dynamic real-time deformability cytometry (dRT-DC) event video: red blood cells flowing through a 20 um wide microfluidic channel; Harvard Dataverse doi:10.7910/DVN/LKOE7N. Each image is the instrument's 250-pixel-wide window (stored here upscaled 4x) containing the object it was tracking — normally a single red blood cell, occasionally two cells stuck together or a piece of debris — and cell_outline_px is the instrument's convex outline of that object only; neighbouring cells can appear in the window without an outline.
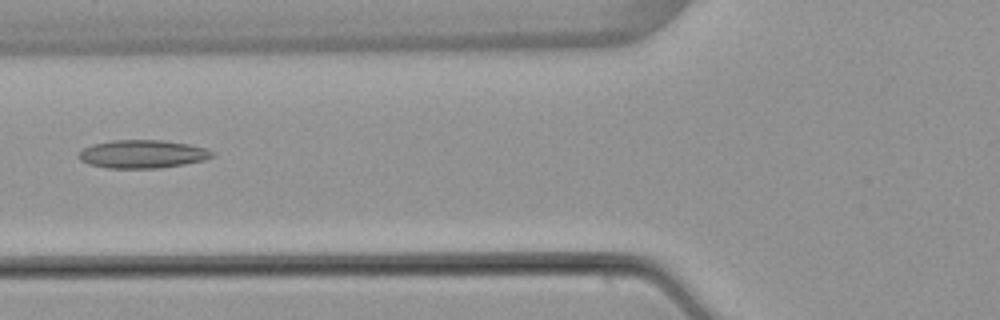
{"species": "common noctule bat (a hibernating species)", "species_latin": "Nyctalus noctula", "temperature_condition": "warm", "stored_images_in_passage": 6, "camera_frame_rate_fps": 3000, "um_per_image_px": 0.085, "animal": {"sex": "female", "body_mass_g": 22.7, "forearm_length_mm": 54.2}, "frame": {"image": 1, "passage_image": 6, "time_ms": 6.0, "image_size_px": [1000, 320], "cell_outline_px": [[216, 152], [212, 156], [204, 160], [184, 164], [160, 168], [108, 168], [88, 164], [80, 160], [76, 156], [84, 148], [92, 144], [112, 140], [160, 140], [188, 144], [204, 148]], "centroid_in_image_um": [12.08, 13.1], "position_along_channel_um": 113.7, "area_um2": 21.91}}